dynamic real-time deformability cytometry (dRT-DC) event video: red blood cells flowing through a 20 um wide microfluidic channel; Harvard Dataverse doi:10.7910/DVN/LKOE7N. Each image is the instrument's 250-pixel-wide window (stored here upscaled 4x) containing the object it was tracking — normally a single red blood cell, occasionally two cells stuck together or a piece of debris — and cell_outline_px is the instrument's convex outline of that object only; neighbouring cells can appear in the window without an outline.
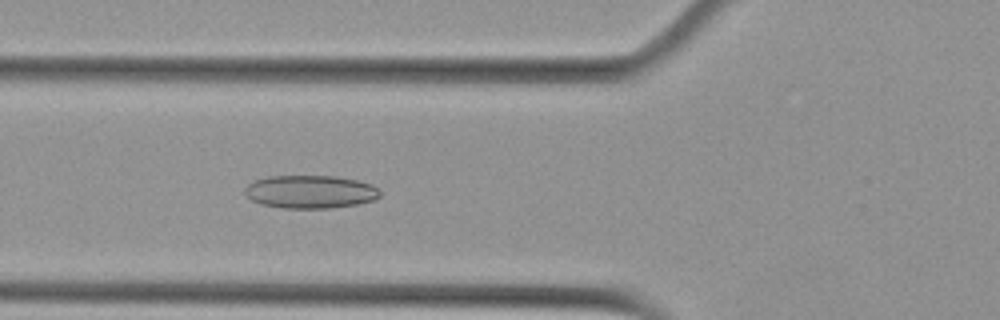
{"species": "Egyptian fruit bat (a non-hibernating species)", "species_latin": "Rousettus aegyptiacus", "temperature_condition": "cold", "stored_images_in_passage": 45, "camera_frame_rate_fps": 3000, "um_per_image_px": 0.085, "animal": {"sex": "female"}, "frame": {"image": 1, "passage_image": 10, "time_ms": 3.0, "image_size_px": [1000, 320], "cell_outline_px": [[380, 196], [372, 200], [356, 204], [332, 208], [284, 208], [260, 204], [252, 200], [244, 192], [244, 188], [248, 184], [256, 180], [268, 176], [336, 176], [356, 180], [372, 184], [380, 188]], "centroid_in_image_um": [26.38, 16.3], "position_along_channel_um": 99.4, "area_um2": 26.07}}
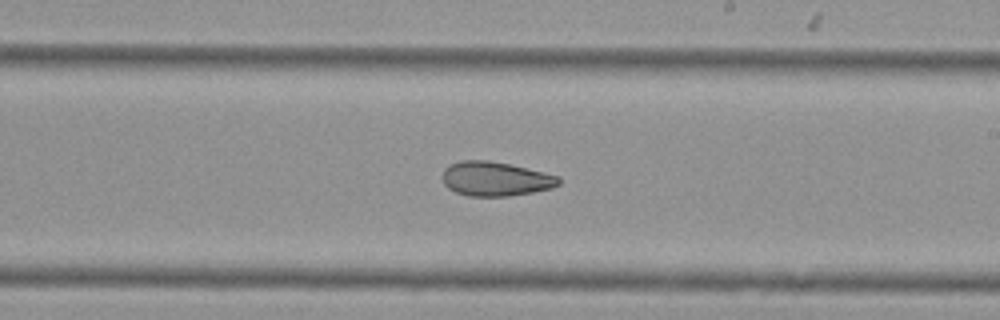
{"frame": {"image": 2, "passage_image": 22, "time_ms": 7.0, "image_size_px": [1000, 320], "cell_outline_px": [[560, 184], [552, 188], [532, 192], [508, 196], [468, 196], [456, 192], [448, 188], [444, 184], [444, 168], [460, 160], [488, 160], [508, 164], [544, 172], [560, 176]], "centroid_in_image_um": [42.13, 15.2], "position_along_channel_um": 246.9, "area_um2": 23.12}}
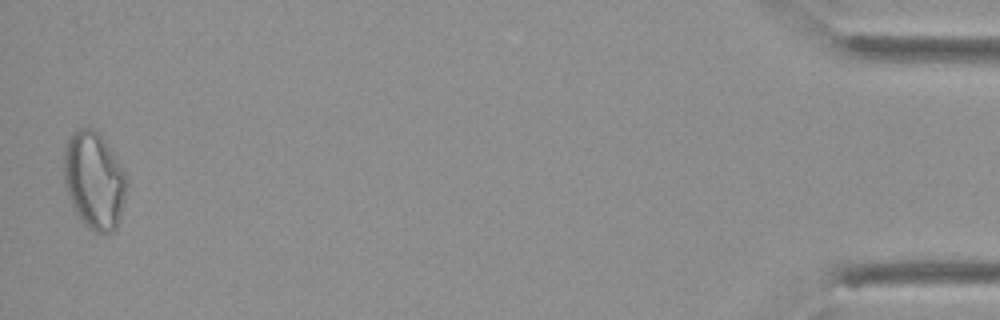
{"frame": {"image": 3, "passage_image": 44, "time_ms": 14.333, "image_size_px": [1000, 320], "cell_outline_px": [[128, 184], [116, 232], [96, 232], [88, 228], [84, 224], [76, 212], [68, 196], [64, 180], [64, 148], [72, 132], [76, 128], [92, 128], [104, 140], [128, 176]], "centroid_in_image_um": [8.01, 15.34], "position_along_channel_um": 427.2, "area_um2": 35.55}, "authors_computed_cell_mechanics": {"area_um2": 26.0678, "velocity_mm_per_s": 3.6906, "shape_relaxation_time_tau1_ms": null, "shape_relaxation_time_tau2_ms": 6.1076, "deformation_change_tau1": null, "deformation_change_tau2": 0.1374}}